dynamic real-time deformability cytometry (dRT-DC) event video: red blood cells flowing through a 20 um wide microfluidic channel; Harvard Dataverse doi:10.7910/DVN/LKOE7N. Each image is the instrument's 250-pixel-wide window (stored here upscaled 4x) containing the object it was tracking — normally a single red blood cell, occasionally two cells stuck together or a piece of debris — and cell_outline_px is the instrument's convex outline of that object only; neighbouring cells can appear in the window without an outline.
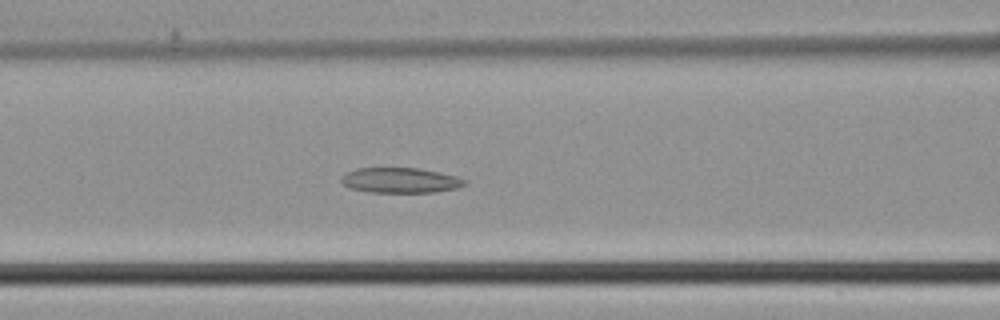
{"species": "common noctule bat (a hibernating species)", "species_latin": "Nyctalus noctula", "temperature_condition": "cold", "stored_images_in_passage": 44, "camera_frame_rate_fps": 3000, "um_per_image_px": 0.085, "animal": {"sex": "male", "body_mass_g": 21.5, "forearm_length_mm": 52.0}, "frame": {"image": 1, "passage_image": 19, "time_ms": 6.0, "image_size_px": [1000, 320], "cell_outline_px": [[468, 184], [460, 188], [432, 192], [368, 192], [348, 188], [340, 180], [340, 176], [356, 168], [420, 168], [440, 172], [456, 176], [468, 180]], "centroid_in_image_um": [34.06, 15.33], "position_along_channel_um": 132.5, "area_um2": 18.38}}
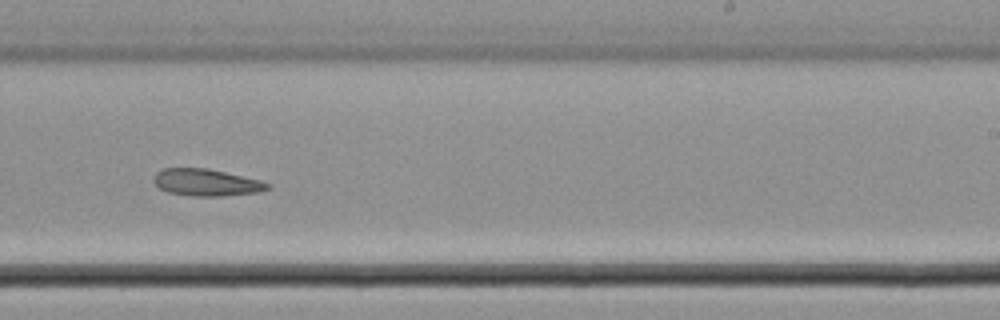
{"frame": {"image": 2, "passage_image": 28, "time_ms": 9.0, "image_size_px": [1000, 320], "cell_outline_px": [[272, 188], [260, 192], [224, 196], [192, 196], [168, 192], [160, 188], [152, 180], [152, 176], [156, 172], [164, 168], [208, 168], [260, 180], [272, 184]], "centroid_in_image_um": [17.56, 15.51], "position_along_channel_um": 271.4, "area_um2": 18.09}}
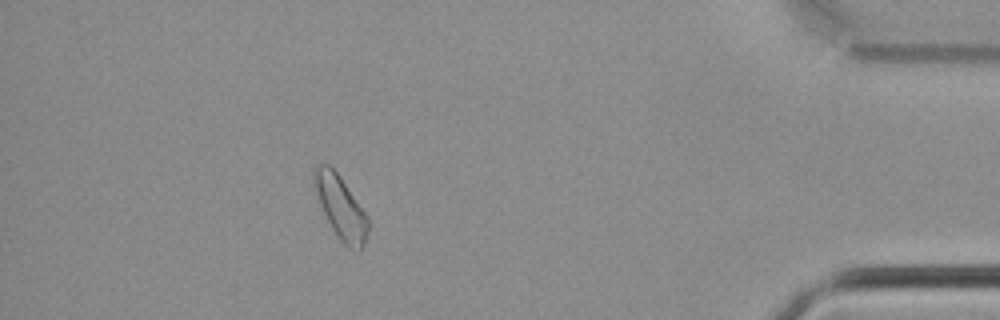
{"frame": {"image": 3, "passage_image": 40, "time_ms": 13.0, "image_size_px": [1000, 320], "cell_outline_px": [[368, 232], [360, 252], [356, 252], [348, 248], [340, 240], [332, 228], [316, 200], [312, 184], [312, 172], [316, 164], [328, 164], [340, 176], [368, 216]], "centroid_in_image_um": [28.91, 17.61], "position_along_channel_um": 406.3, "area_um2": 20.17}}